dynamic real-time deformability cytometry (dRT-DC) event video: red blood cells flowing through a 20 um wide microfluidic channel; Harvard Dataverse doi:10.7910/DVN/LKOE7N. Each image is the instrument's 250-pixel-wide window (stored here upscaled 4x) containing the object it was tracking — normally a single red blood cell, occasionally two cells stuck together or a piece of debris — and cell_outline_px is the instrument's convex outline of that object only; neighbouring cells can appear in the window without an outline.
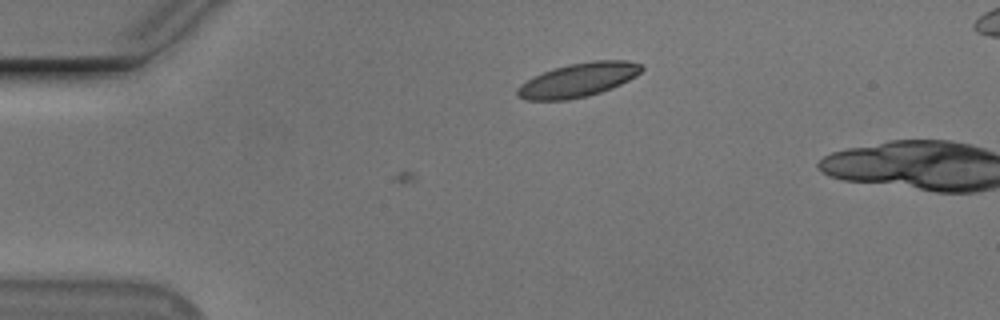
{"species": "Egyptian fruit bat (a non-hibernating species)", "species_latin": "Rousettus aegyptiacus", "temperature_condition": "cold", "stored_images_in_passage": 8, "camera_frame_rate_fps": 3000, "um_per_image_px": 0.085, "animal": {"sex": "male"}, "frame": {"image": 1, "passage_image": 8, "time_ms": 2.333, "image_size_px": [1000, 320], "cell_outline_px": [[644, 68], [636, 76], [612, 88], [588, 96], [568, 100], [524, 100], [516, 96], [516, 88], [520, 84], [532, 76], [552, 68], [568, 64], [592, 60], [628, 60], [644, 64]], "centroid_in_image_um": [49.12, 6.79], "position_along_channel_um": 35.9, "area_um2": 24.97}}